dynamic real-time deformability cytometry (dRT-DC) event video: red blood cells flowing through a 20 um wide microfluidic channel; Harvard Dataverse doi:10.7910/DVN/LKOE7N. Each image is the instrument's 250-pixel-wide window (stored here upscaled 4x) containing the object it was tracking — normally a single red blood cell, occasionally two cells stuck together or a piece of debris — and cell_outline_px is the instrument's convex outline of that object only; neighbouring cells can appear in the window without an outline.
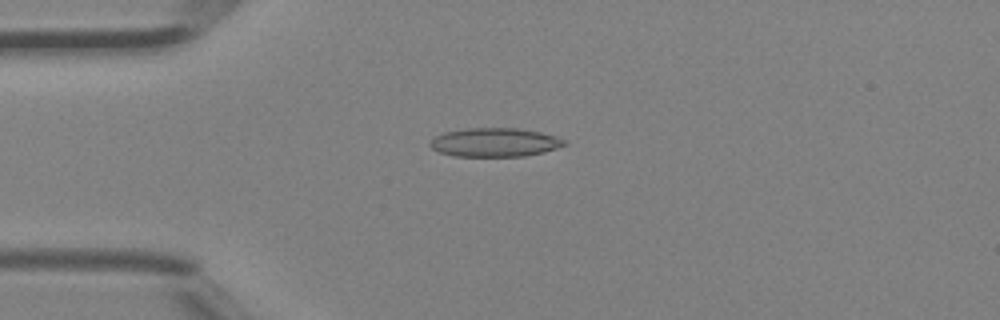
{"species": "Egyptian fruit bat (a non-hibernating species)", "species_latin": "Rousettus aegyptiacus", "temperature_condition": "room temperature", "stored_images_in_passage": 46, "camera_frame_rate_fps": 3000, "um_per_image_px": 0.085, "animal": {"sex": "female"}, "frame": {"image": 1, "passage_image": 12, "time_ms": 3.667, "image_size_px": [1000, 320], "cell_outline_px": [[568, 144], [544, 152], [524, 156], [452, 156], [440, 152], [432, 148], [428, 144], [436, 136], [444, 132], [468, 128], [516, 128], [540, 132], [556, 136], [568, 140]], "centroid_in_image_um": [42.09, 12.1], "position_along_channel_um": 42.9, "area_um2": 22.54}}
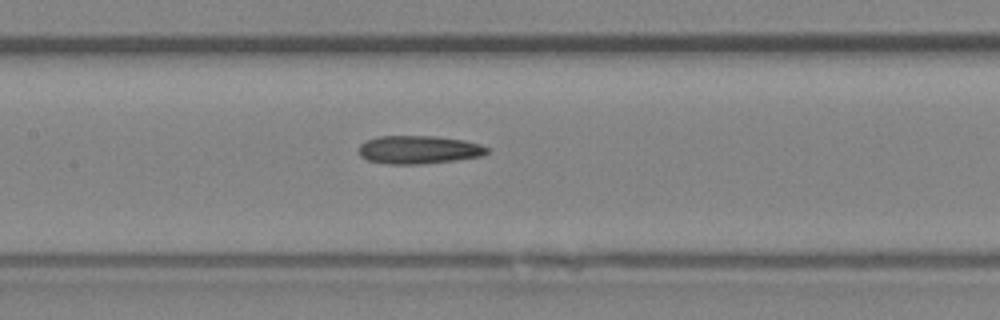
{"frame": {"image": 2, "passage_image": 22, "time_ms": 7.0, "image_size_px": [1000, 320], "cell_outline_px": [[488, 152], [480, 156], [456, 160], [420, 164], [388, 164], [368, 160], [360, 156], [360, 144], [368, 140], [380, 136], [436, 136], [464, 140], [480, 144], [488, 148]], "centroid_in_image_um": [35.6, 12.72], "position_along_channel_um": 171.8, "area_um2": 20.92}}
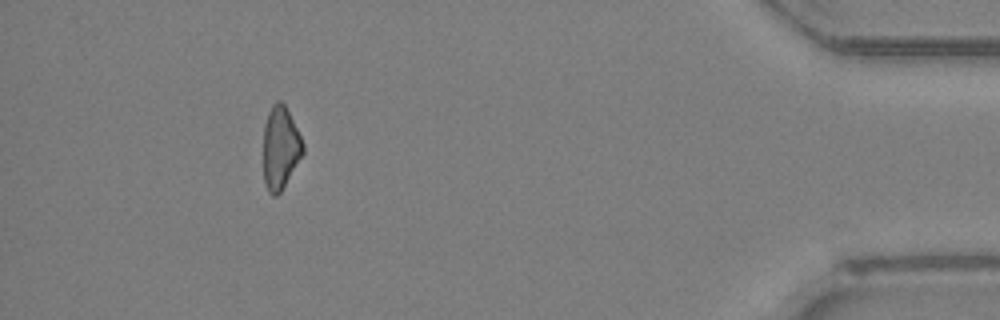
{"frame": {"image": 3, "passage_image": 42, "time_ms": 13.667, "image_size_px": [1000, 320], "cell_outline_px": [[304, 152], [280, 192], [276, 196], [272, 196], [268, 192], [264, 184], [264, 124], [268, 112], [272, 104], [276, 100], [280, 100], [284, 104], [304, 144]], "centroid_in_image_um": [23.81, 12.57], "position_along_channel_um": 411.4, "area_um2": 18.9}, "authors_computed_cell_mechanics": {"area_um2": 20.808, "velocity_mm_per_s": 4.5147, "shape_relaxation_time_tau1_ms": 5.9691, "shape_relaxation_time_tau2_ms": 4.3319, "deformation_change_tau1": 0.1493, "deformation_change_tau2": 0.1661}}